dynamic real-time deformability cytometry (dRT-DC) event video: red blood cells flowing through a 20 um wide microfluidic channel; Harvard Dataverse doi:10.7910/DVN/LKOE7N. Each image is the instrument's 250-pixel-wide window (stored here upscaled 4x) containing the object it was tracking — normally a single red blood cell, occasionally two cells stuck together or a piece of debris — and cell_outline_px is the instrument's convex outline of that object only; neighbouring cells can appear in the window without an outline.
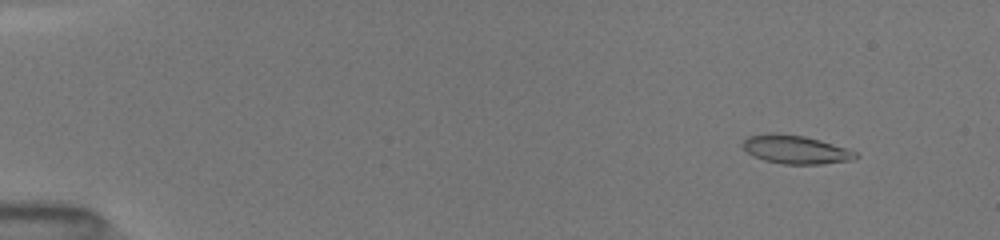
{"species": "common noctule bat (a hibernating species)", "species_latin": "Nyctalus noctula", "temperature_condition": "room temperature", "stored_images_in_passage": 51, "camera_frame_rate_fps": 3000, "um_per_image_px": 0.085, "animal": {"sex": "female", "body_mass_g": 19.5, "forearm_length_mm": 54.1}, "frame": {"image": 1, "passage_image": 5, "time_ms": 1.333, "image_size_px": [1000, 240], "cell_outline_px": [[860, 156], [852, 160], [820, 164], [784, 164], [764, 160], [752, 156], [740, 144], [748, 136], [768, 132], [776, 132], [804, 136], [820, 140], [848, 148], [856, 152]], "centroid_in_image_um": [67.61, 12.7], "position_along_channel_um": 17.4, "area_um2": 18.96}}
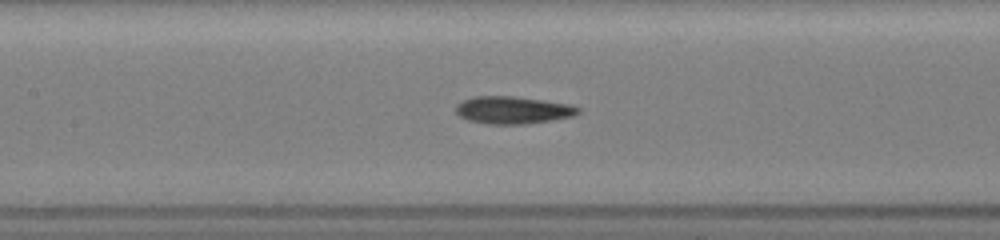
{"frame": {"image": 2, "passage_image": 25, "time_ms": 8.0, "image_size_px": [1000, 240], "cell_outline_px": [[580, 112], [572, 116], [552, 120], [524, 124], [488, 124], [468, 120], [460, 116], [456, 112], [456, 104], [472, 96], [512, 96], [544, 100], [572, 104], [580, 108]], "centroid_in_image_um": [43.6, 9.35], "position_along_channel_um": 163.8, "area_um2": 19.59}}
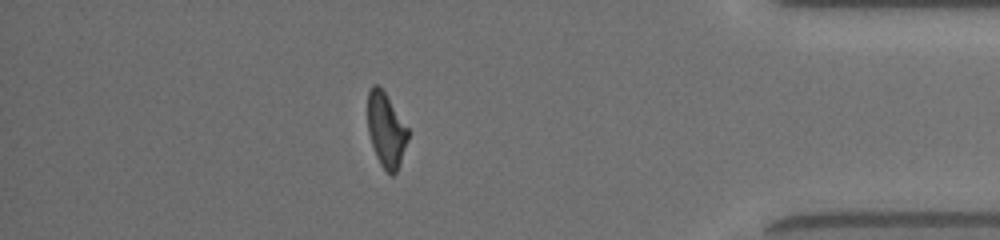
{"frame": {"image": 3, "passage_image": 45, "time_ms": 14.667, "image_size_px": [1000, 240], "cell_outline_px": [[408, 140], [396, 172], [392, 176], [380, 164], [376, 156], [368, 132], [368, 92], [372, 84], [376, 84], [384, 92], [408, 128]], "centroid_in_image_um": [32.81, 11.05], "position_along_channel_um": 402.4, "area_um2": 17.11}, "authors_computed_cell_mechanics": {"area_um2": 18.6694, "velocity_mm_per_s": 4.0606, "shape_relaxation_time_tau1_ms": 5.2929, "shape_relaxation_time_tau2_ms": 2.9913, "deformation_change_tau1": 0.177, "deformation_change_tau2": 0.1187}}